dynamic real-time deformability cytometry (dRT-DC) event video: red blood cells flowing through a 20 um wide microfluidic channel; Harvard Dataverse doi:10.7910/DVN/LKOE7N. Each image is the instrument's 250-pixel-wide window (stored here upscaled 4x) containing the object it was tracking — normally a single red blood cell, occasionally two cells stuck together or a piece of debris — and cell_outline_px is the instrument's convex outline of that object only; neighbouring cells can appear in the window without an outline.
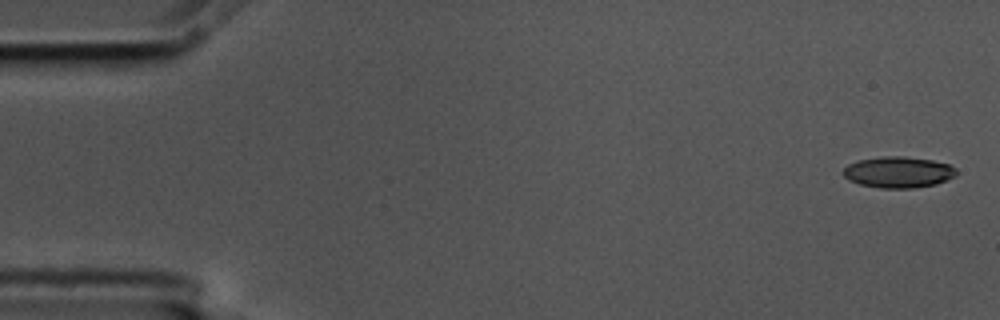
{"species": "common noctule bat (a hibernating species)", "species_latin": "Nyctalus noctula", "temperature_condition": "cold", "stored_images_in_passage": 5, "segment_of_instrument_passage": [2, 2], "camera_frame_rate_fps": 3000, "um_per_image_px": 0.085, "animal": {"sex": "male", "body_mass_g": 17.5, "forearm_length_mm": 52.3}, "frame": {"image": 1, "passage_image": 5, "time_ms": 1.333, "image_size_px": [1000, 320], "cell_outline_px": [[956, 176], [936, 184], [912, 188], [880, 188], [860, 184], [848, 180], [844, 176], [844, 168], [848, 164], [856, 160], [884, 156], [904, 156], [932, 160], [948, 164], [956, 168]], "centroid_in_image_um": [76.35, 14.63], "position_along_channel_um": 8.7, "area_um2": 20.58}}